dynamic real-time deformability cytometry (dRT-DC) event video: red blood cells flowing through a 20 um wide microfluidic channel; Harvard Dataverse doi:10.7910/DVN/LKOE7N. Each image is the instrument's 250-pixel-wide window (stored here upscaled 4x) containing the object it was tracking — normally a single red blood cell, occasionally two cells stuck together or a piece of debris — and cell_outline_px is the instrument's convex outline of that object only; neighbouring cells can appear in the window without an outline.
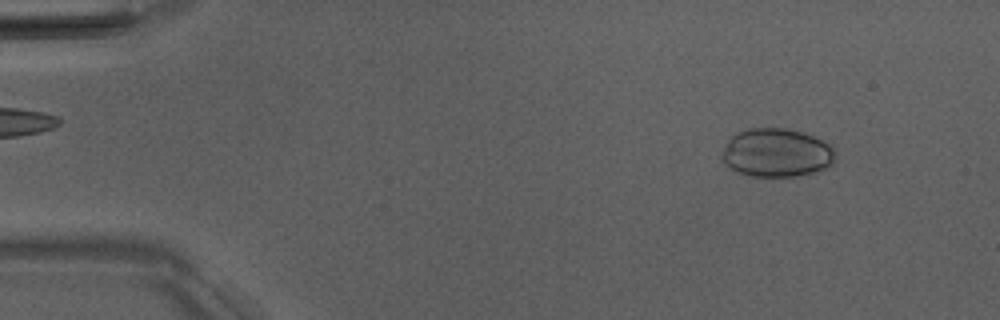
{"species": "Egyptian fruit bat (a non-hibernating species)", "species_latin": "Rousettus aegyptiacus", "temperature_condition": "room temperature", "stored_images_in_passage": 3, "camera_frame_rate_fps": 3000, "um_per_image_px": 0.085, "animal": {"sex": "male"}, "frame": {"image": 1, "passage_image": 1, "time_ms": 0.0, "image_size_px": [1000, 320], "cell_outline_px": [[836, 156], [832, 164], [828, 168], [816, 172], [792, 176], [752, 176], [736, 172], [720, 156], [728, 140], [736, 132], [748, 128], [784, 128], [800, 132], [812, 136], [832, 144], [836, 152]], "centroid_in_image_um": [66.04, 12.98], "position_along_channel_um": 19.0, "area_um2": 32.14}}